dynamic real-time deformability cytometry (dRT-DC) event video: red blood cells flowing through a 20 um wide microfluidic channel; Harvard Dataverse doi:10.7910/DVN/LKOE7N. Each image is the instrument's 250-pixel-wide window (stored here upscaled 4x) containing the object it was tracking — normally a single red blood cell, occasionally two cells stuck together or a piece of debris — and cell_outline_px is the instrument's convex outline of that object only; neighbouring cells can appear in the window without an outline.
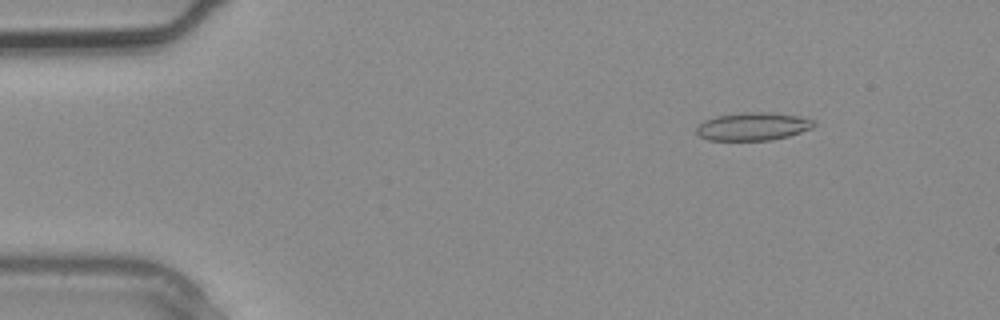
{"species": "common noctule bat (a hibernating species)", "species_latin": "Nyctalus noctula", "temperature_condition": "warm", "stored_images_in_passage": 4, "camera_frame_rate_fps": 3000, "um_per_image_px": 0.085, "animal": {"sex": "male", "body_mass_g": 20.4}, "frame": {"image": 1, "passage_image": 4, "time_ms": 1.0, "image_size_px": [1000, 320], "cell_outline_px": [[816, 124], [812, 128], [788, 136], [772, 140], [708, 140], [700, 136], [696, 132], [696, 128], [704, 120], [716, 116], [740, 112], [768, 112], [796, 116], [812, 120]], "centroid_in_image_um": [63.97, 10.75], "position_along_channel_um": 21.0, "area_um2": 19.02}}